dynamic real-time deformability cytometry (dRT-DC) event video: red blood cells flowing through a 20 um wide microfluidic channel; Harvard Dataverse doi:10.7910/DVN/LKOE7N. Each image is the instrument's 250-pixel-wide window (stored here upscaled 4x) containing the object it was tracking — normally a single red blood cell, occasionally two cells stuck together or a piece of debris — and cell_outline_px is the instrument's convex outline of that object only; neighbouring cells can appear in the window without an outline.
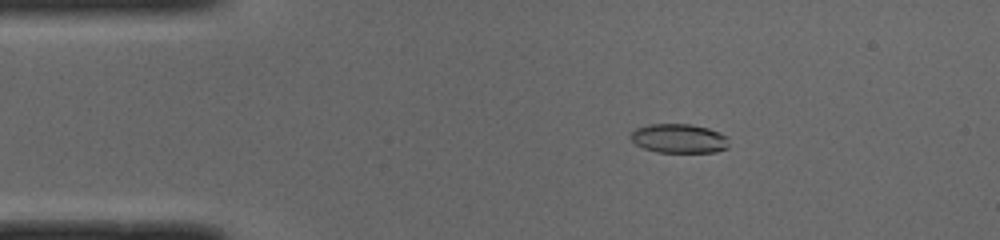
{"species": "common noctule bat (a hibernating species)", "species_latin": "Nyctalus noctula", "temperature_condition": "cold", "stored_images_in_passage": 51, "camera_frame_rate_fps": 3000, "um_per_image_px": 0.085, "animal": {"sex": "male", "body_mass_g": 19.0, "forearm_length_mm": 50.8}, "frame": {"image": 1, "passage_image": 9, "time_ms": 2.667, "image_size_px": [1000, 240], "cell_outline_px": [[728, 148], [716, 152], [656, 152], [644, 148], [636, 144], [628, 136], [636, 128], [648, 124], [688, 124], [708, 128], [720, 132], [728, 136]], "centroid_in_image_um": [57.72, 11.77], "position_along_channel_um": 27.3, "area_um2": 16.82}}
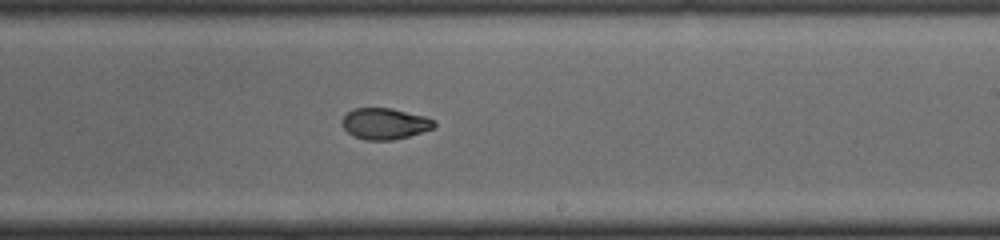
{"frame": {"image": 2, "passage_image": 30, "time_ms": 9.667, "image_size_px": [1000, 240], "cell_outline_px": [[436, 124], [432, 128], [408, 136], [392, 140], [364, 140], [348, 132], [344, 128], [340, 120], [352, 108], [392, 108], [424, 116], [436, 120]], "centroid_in_image_um": [32.69, 10.5], "position_along_channel_um": 256.3, "area_um2": 16.65}}
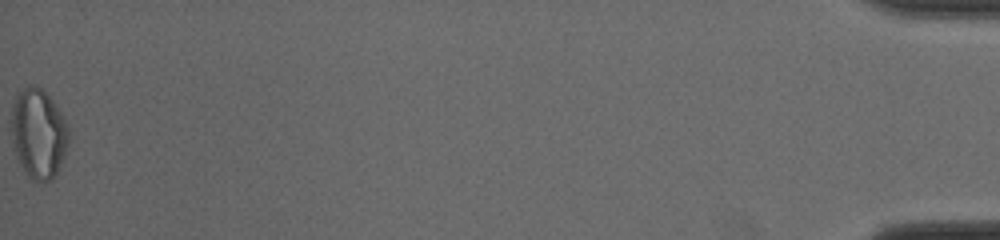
{"frame": {"image": 3, "passage_image": 51, "time_ms": 16.667, "image_size_px": [1000, 240], "cell_outline_px": [[68, 144], [64, 156], [52, 180], [32, 180], [24, 172], [16, 156], [12, 132], [12, 104], [16, 96], [28, 84], [40, 88], [52, 100], [68, 124]], "centroid_in_image_um": [3.27, 11.35], "position_along_channel_um": 431.9, "area_um2": 29.48}, "authors_computed_cell_mechanics": {"area_um2": 17.5134, "velocity_mm_per_s": 4.0007, "shape_relaxation_time_tau1_ms": null, "shape_relaxation_time_tau2_ms": 2.5523, "deformation_change_tau1": null, "deformation_change_tau2": 0.0642}}